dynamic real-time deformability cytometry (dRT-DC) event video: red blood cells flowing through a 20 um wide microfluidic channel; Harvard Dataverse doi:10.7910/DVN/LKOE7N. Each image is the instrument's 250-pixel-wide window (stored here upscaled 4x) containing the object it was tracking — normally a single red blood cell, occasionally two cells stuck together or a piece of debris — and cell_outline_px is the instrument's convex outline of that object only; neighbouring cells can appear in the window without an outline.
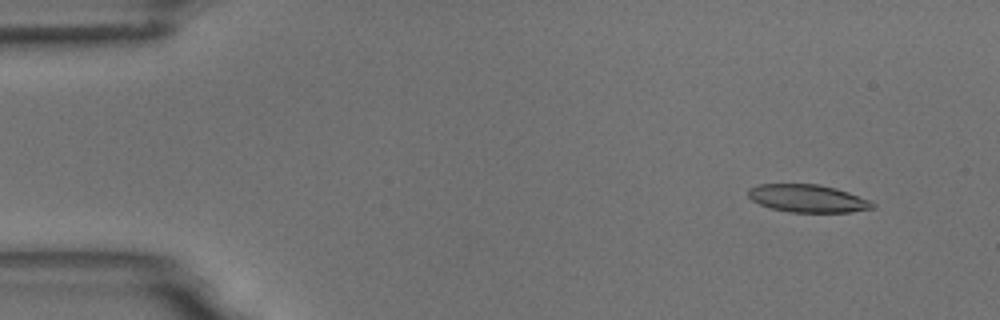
{"species": "common noctule bat (a hibernating species)", "species_latin": "Nyctalus noctula", "temperature_condition": "room temperature", "stored_images_in_passage": 5, "camera_frame_rate_fps": 3000, "um_per_image_px": 0.085, "animal": {"sex": "male", "body_mass_g": 18.8}, "frame": {"image": 1, "passage_image": 2, "time_ms": 1.0, "image_size_px": [1000, 320], "cell_outline_px": [[876, 208], [852, 212], [788, 212], [772, 208], [760, 204], [752, 200], [748, 196], [748, 188], [760, 184], [820, 184], [836, 188], [872, 200], [876, 204]], "centroid_in_image_um": [68.71, 16.87], "position_along_channel_um": 16.3, "area_um2": 20.29}}
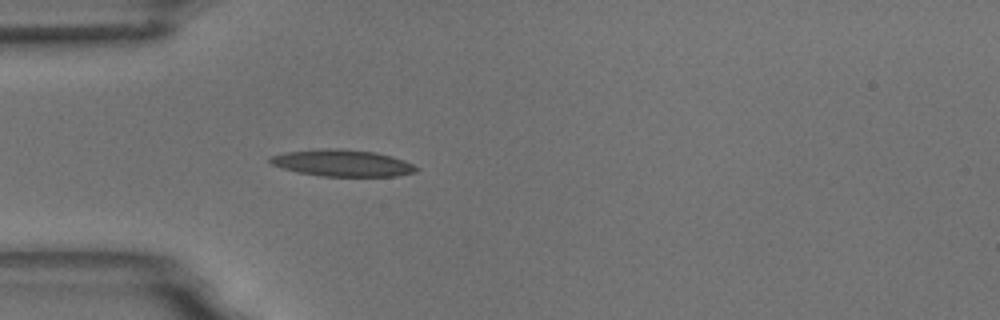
{"frame": {"image": 2, "passage_image": 5, "time_ms": 4.667, "image_size_px": [1000, 320], "cell_outline_px": [[420, 168], [416, 172], [396, 176], [320, 176], [296, 172], [272, 164], [268, 160], [272, 156], [284, 152], [320, 148], [340, 148], [376, 152], [392, 156], [404, 160]], "centroid_in_image_um": [29.11, 13.85], "position_along_channel_um": 55.9, "area_um2": 22.89}}